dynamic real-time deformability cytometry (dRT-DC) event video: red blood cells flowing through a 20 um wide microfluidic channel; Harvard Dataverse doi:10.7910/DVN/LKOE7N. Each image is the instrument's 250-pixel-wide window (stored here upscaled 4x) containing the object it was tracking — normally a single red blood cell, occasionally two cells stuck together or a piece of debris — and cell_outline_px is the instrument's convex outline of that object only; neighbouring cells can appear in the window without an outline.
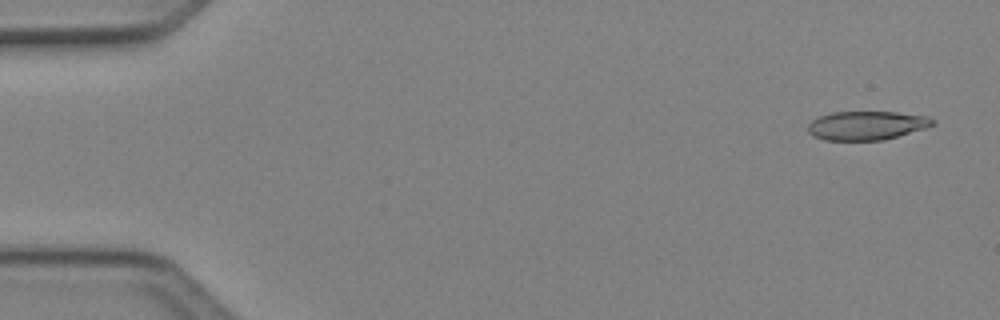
{"species": "Egyptian fruit bat (a non-hibernating species)", "species_latin": "Rousettus aegyptiacus", "temperature_condition": "cold", "stored_images_in_passage": 5, "camera_frame_rate_fps": 3000, "um_per_image_px": 0.085, "animal": {"sex": "female"}, "frame": {"image": 1, "passage_image": 1, "time_ms": 0.0, "image_size_px": [1000, 320], "cell_outline_px": [[936, 124], [924, 128], [884, 140], [824, 140], [812, 136], [808, 132], [808, 124], [812, 120], [820, 116], [832, 112], [896, 112], [928, 116], [936, 120]], "centroid_in_image_um": [73.66, 10.66], "position_along_channel_um": 11.3, "area_um2": 20.98}}
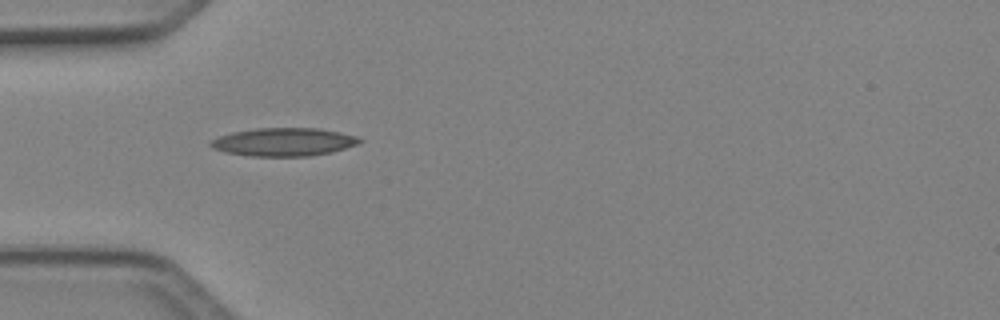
{"frame": {"image": 2, "passage_image": 4, "time_ms": 1.0, "image_size_px": [1000, 320], "cell_outline_px": [[364, 140], [356, 144], [332, 152], [312, 156], [252, 156], [224, 152], [212, 148], [208, 144], [212, 140], [220, 136], [232, 132], [256, 128], [316, 128], [356, 136]], "centroid_in_image_um": [24.08, 12.07], "position_along_channel_um": 60.9, "area_um2": 24.28}}
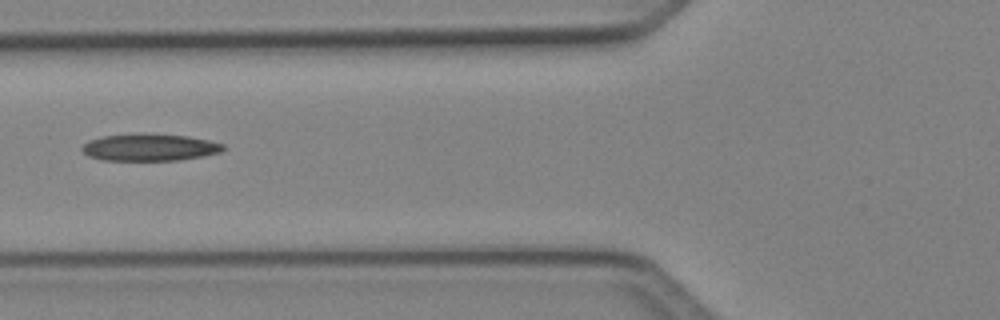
{"frame": {"image": 3, "passage_image": 5, "time_ms": 1.333, "image_size_px": [1000, 320], "cell_outline_px": [[224, 148], [220, 152], [180, 160], [100, 160], [88, 156], [80, 148], [88, 140], [104, 136], [140, 132], [188, 136], [208, 140], [224, 144]], "centroid_in_image_um": [12.67, 12.51], "position_along_channel_um": 113.1, "area_um2": 22.43}}